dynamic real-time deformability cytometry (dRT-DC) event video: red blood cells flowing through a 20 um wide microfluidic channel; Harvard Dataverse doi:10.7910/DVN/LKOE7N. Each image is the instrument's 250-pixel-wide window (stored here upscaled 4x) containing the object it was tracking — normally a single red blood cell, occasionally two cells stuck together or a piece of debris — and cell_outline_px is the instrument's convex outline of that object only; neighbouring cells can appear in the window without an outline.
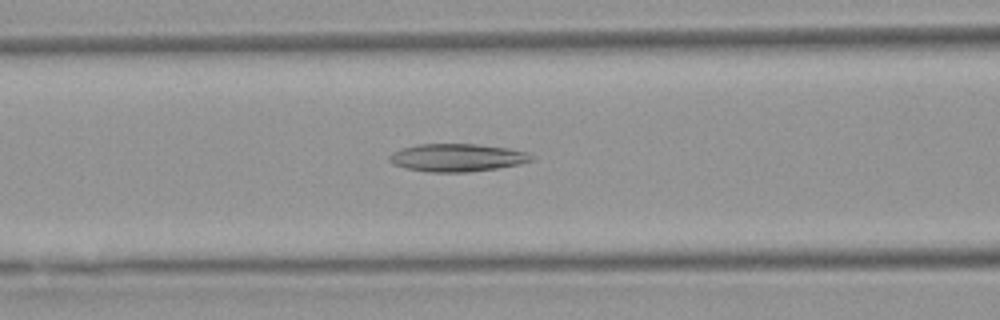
{"species": "Egyptian fruit bat (a non-hibernating species)", "species_latin": "Rousettus aegyptiacus", "temperature_condition": "warm", "stored_images_in_passage": 52, "camera_frame_rate_fps": 3000, "um_per_image_px": 0.085, "animal": {"sex": "female"}, "frame": {"image": 1, "passage_image": 21, "time_ms": 6.667, "image_size_px": [1000, 320], "cell_outline_px": [[536, 160], [520, 164], [496, 168], [468, 172], [428, 172], [404, 168], [392, 164], [388, 160], [388, 156], [392, 152], [404, 148], [420, 144], [476, 144], [508, 148], [524, 152], [536, 156]], "centroid_in_image_um": [38.86, 13.4], "position_along_channel_um": 127.7, "area_um2": 23.12}}
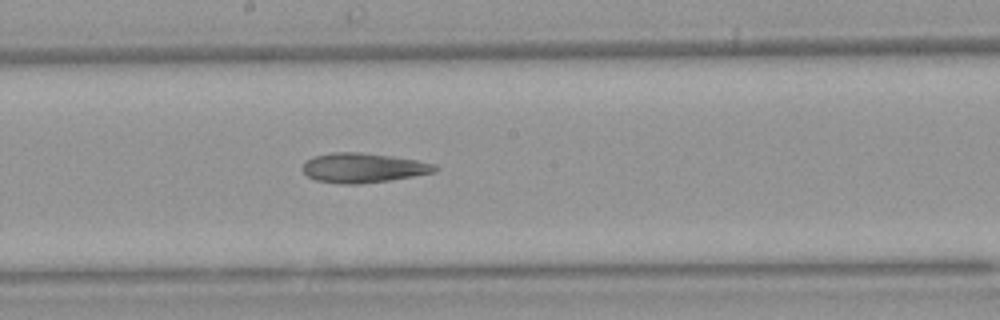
{"frame": {"image": 2, "passage_image": 28, "time_ms": 9.0, "image_size_px": [1000, 320], "cell_outline_px": [[440, 168], [436, 172], [392, 180], [360, 184], [344, 184], [316, 180], [308, 176], [300, 168], [312, 156], [332, 152], [360, 152], [392, 156], [416, 160], [436, 164]], "centroid_in_image_um": [30.9, 14.26], "position_along_channel_um": 217.3, "area_um2": 23.0}}
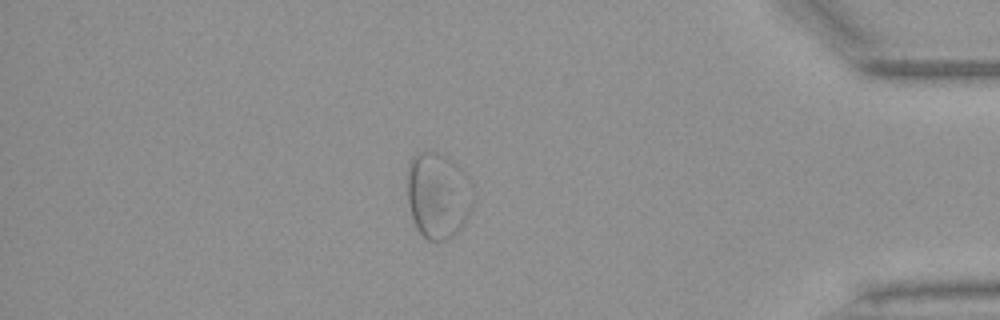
{"frame": {"image": 3, "passage_image": 45, "time_ms": 14.667, "image_size_px": [1000, 320], "cell_outline_px": [[472, 208], [460, 232], [444, 240], [428, 240], [420, 232], [412, 216], [408, 200], [408, 168], [412, 156], [416, 152], [436, 152], [452, 160], [468, 176], [472, 184]], "centroid_in_image_um": [37.26, 16.6], "position_along_channel_um": 397.9, "area_um2": 32.95}, "authors_computed_cell_mechanics": {"area_um2": 28.0619, "velocity_mm_per_s": 3.8773, "shape_relaxation_time_tau1_ms": null, "shape_relaxation_time_tau2_ms": 2.8835, "deformation_change_tau1": null, "deformation_change_tau2": 0.098}}